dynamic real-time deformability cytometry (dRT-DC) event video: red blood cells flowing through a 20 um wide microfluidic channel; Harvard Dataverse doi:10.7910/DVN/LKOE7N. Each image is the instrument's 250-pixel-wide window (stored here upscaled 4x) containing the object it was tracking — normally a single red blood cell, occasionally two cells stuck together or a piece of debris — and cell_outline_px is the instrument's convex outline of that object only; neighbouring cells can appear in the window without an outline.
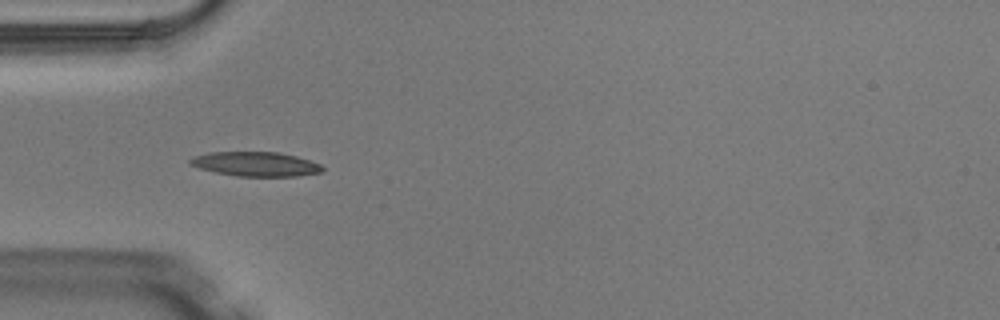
{"species": "Egyptian fruit bat (a non-hibernating species)", "species_latin": "Rousettus aegyptiacus", "temperature_condition": "warm", "stored_images_in_passage": 5, "camera_frame_rate_fps": 3000, "um_per_image_px": 0.085, "animal": {"sex": "male"}, "frame": {"image": 1, "passage_image": 3, "time_ms": 0.667, "image_size_px": [1000, 320], "cell_outline_px": [[324, 168], [320, 172], [296, 176], [236, 176], [216, 172], [200, 168], [188, 164], [188, 160], [196, 156], [208, 152], [276, 152], [296, 156], [320, 164]], "centroid_in_image_um": [21.7, 13.94], "position_along_channel_um": 63.3, "area_um2": 18.61}}
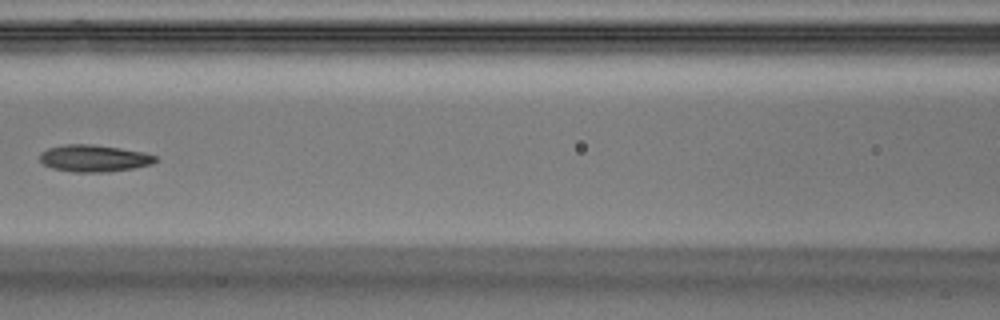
{"frame": {"image": 2, "passage_image": 5, "time_ms": 1.333, "image_size_px": [1000, 320], "cell_outline_px": [[156, 160], [152, 164], [132, 168], [108, 172], [72, 172], [52, 168], [44, 164], [40, 160], [40, 152], [48, 148], [64, 144], [92, 144], [120, 148], [144, 152], [156, 156]], "centroid_in_image_um": [7.97, 13.45], "position_along_channel_um": 158.6, "area_um2": 18.15}}